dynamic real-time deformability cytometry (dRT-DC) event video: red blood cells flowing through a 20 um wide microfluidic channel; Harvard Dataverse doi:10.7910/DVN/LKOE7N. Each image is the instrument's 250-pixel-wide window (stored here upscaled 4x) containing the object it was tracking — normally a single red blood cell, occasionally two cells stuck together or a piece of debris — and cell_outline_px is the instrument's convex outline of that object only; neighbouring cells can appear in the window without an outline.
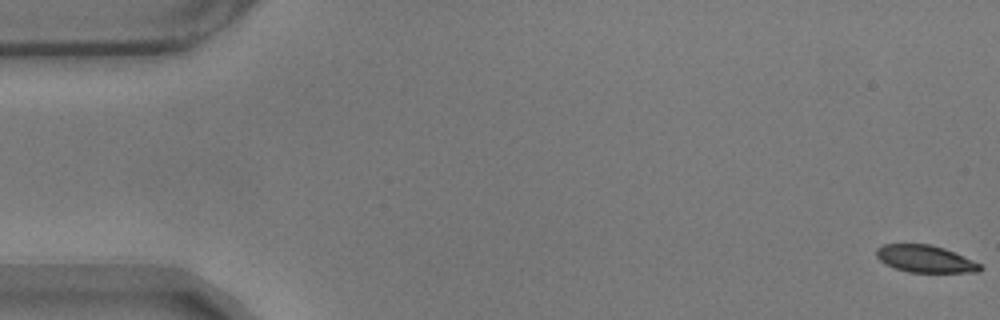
{"species": "common noctule bat (a hibernating species)", "species_latin": "Nyctalus noctula", "temperature_condition": "warm", "stored_images_in_passage": 59, "camera_frame_rate_fps": 3000, "um_per_image_px": 0.085, "animal": {"sex": "male", "body_mass_g": 17.9}, "frame": {"image": 1, "passage_image": 1, "time_ms": 0.0, "image_size_px": [1000, 320], "cell_outline_px": [[984, 268], [980, 272], [908, 272], [884, 264], [876, 256], [876, 248], [884, 244], [928, 244], [944, 248], [972, 260], [980, 264]], "centroid_in_image_um": [78.63, 22.01], "position_along_channel_um": 6.4, "area_um2": 16.36}}
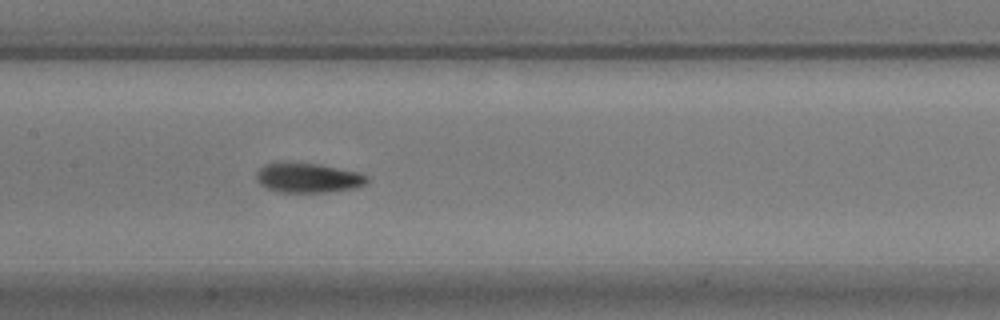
{"frame": {"image": 2, "passage_image": 28, "time_ms": 9.0, "image_size_px": [1000, 320], "cell_outline_px": [[368, 180], [364, 184], [352, 188], [328, 192], [276, 192], [260, 184], [256, 180], [256, 172], [264, 164], [280, 160], [288, 160], [320, 164], [360, 172], [368, 176]], "centroid_in_image_um": [26.12, 15.07], "position_along_channel_um": 181.3, "area_um2": 19.71}}
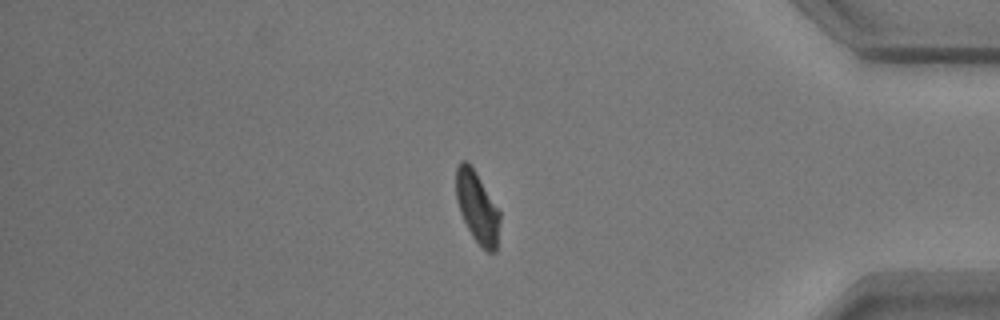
{"frame": {"image": 3, "passage_image": 49, "time_ms": 16.0, "image_size_px": [1000, 320], "cell_outline_px": [[500, 220], [496, 252], [488, 252], [472, 236], [460, 212], [456, 200], [456, 168], [460, 160], [468, 160], [476, 172], [500, 212]], "centroid_in_image_um": [40.55, 17.58], "position_along_channel_um": 394.6, "area_um2": 18.09}, "authors_computed_cell_mechanics": {"area_um2": 18.3804, "velocity_mm_per_s": 3.5047, "shape_relaxation_time_tau1_ms": 3.3007, "shape_relaxation_time_tau2_ms": 2.3672, "deformation_change_tau1": 0.1545, "deformation_change_tau2": 0.0861}}